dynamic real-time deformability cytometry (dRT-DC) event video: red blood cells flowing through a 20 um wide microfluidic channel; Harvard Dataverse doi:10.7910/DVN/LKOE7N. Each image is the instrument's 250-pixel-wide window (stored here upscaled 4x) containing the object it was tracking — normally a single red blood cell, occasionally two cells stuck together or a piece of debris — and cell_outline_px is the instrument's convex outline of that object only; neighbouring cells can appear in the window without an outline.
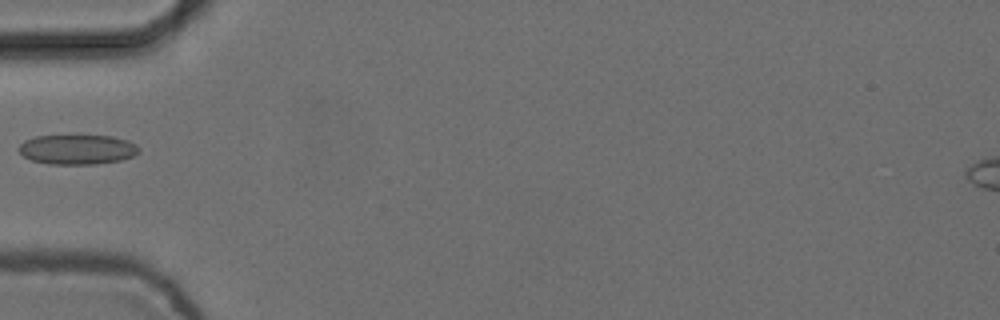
{"species": "common noctule bat (a hibernating species)", "species_latin": "Nyctalus noctula", "temperature_condition": "cold", "stored_images_in_passage": 6, "camera_frame_rate_fps": 3000, "um_per_image_px": 0.085, "animal": {"sex": "female", "body_mass_g": 24.6, "forearm_length_mm": 56.2}, "frame": {"image": 1, "passage_image": 6, "time_ms": 1.667, "image_size_px": [1000, 320], "cell_outline_px": [[140, 152], [132, 156], [120, 160], [96, 164], [48, 164], [32, 160], [24, 156], [16, 148], [24, 140], [36, 136], [112, 136], [128, 140], [136, 144], [140, 148]], "centroid_in_image_um": [6.57, 12.7], "position_along_channel_um": 78.4, "area_um2": 20.87}}